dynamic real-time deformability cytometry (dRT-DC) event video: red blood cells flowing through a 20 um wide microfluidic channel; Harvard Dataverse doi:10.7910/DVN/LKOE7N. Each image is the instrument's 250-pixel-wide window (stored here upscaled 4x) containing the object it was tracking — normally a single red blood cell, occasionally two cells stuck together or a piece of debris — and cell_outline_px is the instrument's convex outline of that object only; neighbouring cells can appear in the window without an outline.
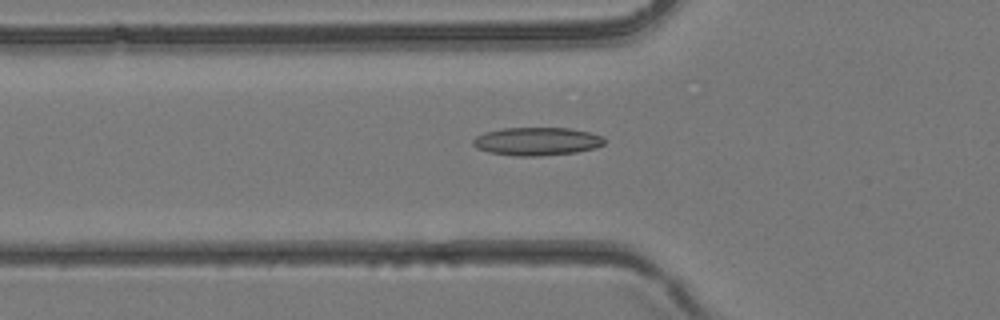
{"species": "common noctule bat (a hibernating species)", "species_latin": "Nyctalus noctula", "temperature_condition": "room temperature", "stored_images_in_passage": 40, "camera_frame_rate_fps": 3000, "um_per_image_px": 0.085, "animal": {"sex": "female", "body_mass_g": 24.6, "forearm_length_mm": 56.2}, "frame": {"image": 1, "passage_image": 14, "time_ms": 4.333, "image_size_px": [1000, 320], "cell_outline_px": [[604, 144], [596, 148], [576, 152], [540, 156], [516, 156], [488, 152], [476, 148], [472, 144], [472, 140], [476, 136], [484, 132], [504, 128], [568, 128], [588, 132], [600, 136], [604, 140]], "centroid_in_image_um": [45.59, 12.02], "position_along_channel_um": 80.2, "area_um2": 21.5}}
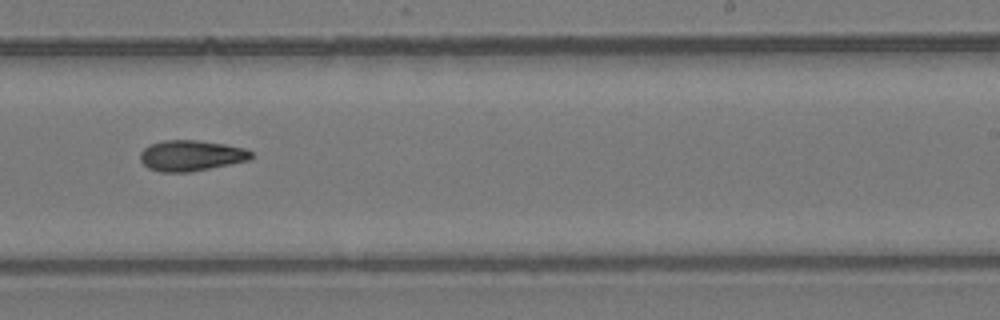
{"frame": {"image": 2, "passage_image": 25, "time_ms": 8.0, "image_size_px": [1000, 320], "cell_outline_px": [[252, 156], [248, 160], [188, 172], [160, 172], [148, 168], [140, 160], [140, 152], [148, 144], [164, 140], [196, 140], [224, 144], [244, 148], [252, 152]], "centroid_in_image_um": [16.18, 13.21], "position_along_channel_um": 272.8, "area_um2": 19.71}}
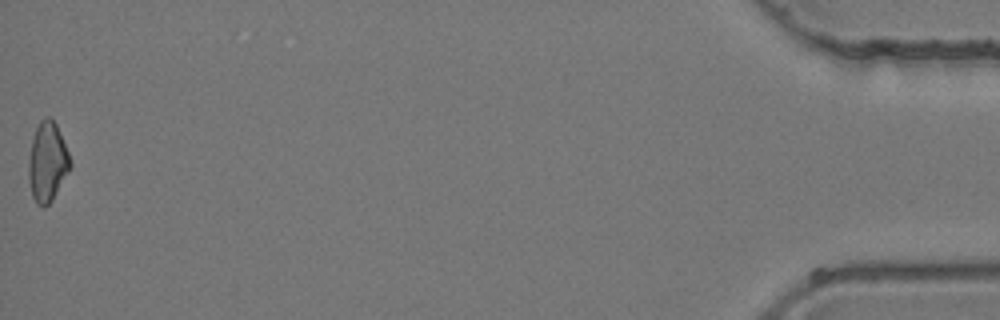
{"frame": {"image": 3, "passage_image": 40, "time_ms": 13.0, "image_size_px": [1000, 320], "cell_outline_px": [[72, 164], [68, 172], [52, 200], [44, 208], [36, 204], [32, 196], [28, 180], [28, 160], [32, 140], [36, 128], [40, 120], [44, 116], [48, 116], [56, 124], [68, 152]], "centroid_in_image_um": [4.01, 13.78], "position_along_channel_um": 431.2, "area_um2": 19.25}}